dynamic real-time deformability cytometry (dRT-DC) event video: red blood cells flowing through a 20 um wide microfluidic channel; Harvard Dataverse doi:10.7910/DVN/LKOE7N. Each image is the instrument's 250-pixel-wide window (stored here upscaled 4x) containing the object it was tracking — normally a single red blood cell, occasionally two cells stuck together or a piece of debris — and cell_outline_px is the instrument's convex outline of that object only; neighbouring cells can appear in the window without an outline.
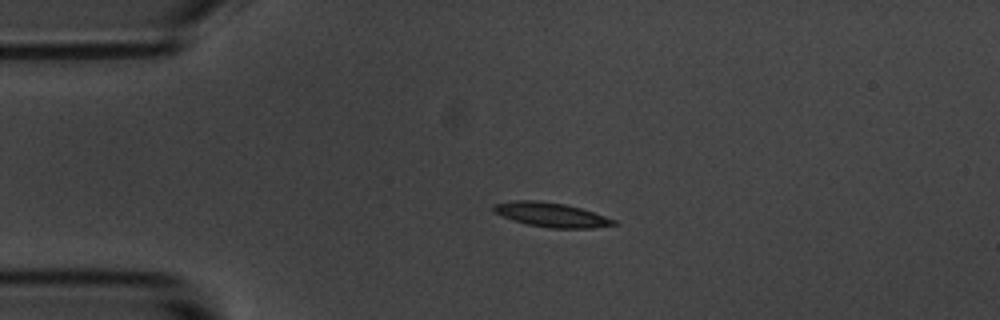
{"species": "common noctule bat (a hibernating species)", "species_latin": "Nyctalus noctula", "temperature_condition": "room temperature", "stored_images_in_passage": 2, "camera_frame_rate_fps": 3000, "um_per_image_px": 0.085, "animal": {"sex": "male", "body_mass_g": 20.1, "forearm_length_mm": 53.5}, "frame": {"image": 1, "passage_image": 1, "time_ms": 0.0, "image_size_px": [1000, 320], "cell_outline_px": [[616, 224], [592, 228], [548, 228], [528, 224], [512, 220], [500, 216], [492, 212], [492, 204], [512, 200], [536, 200], [564, 204], [580, 208], [616, 220]], "centroid_in_image_um": [46.76, 18.25], "position_along_channel_um": 38.2, "area_um2": 17.05}}